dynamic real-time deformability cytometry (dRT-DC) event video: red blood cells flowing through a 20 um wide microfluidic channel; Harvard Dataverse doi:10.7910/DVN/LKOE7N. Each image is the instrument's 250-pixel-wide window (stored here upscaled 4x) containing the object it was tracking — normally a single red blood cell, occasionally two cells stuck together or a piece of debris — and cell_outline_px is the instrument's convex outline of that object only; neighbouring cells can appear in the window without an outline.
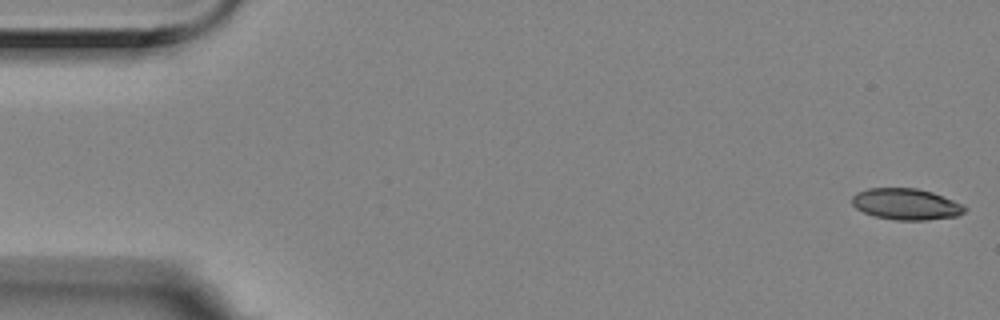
{"species": "Egyptian fruit bat (a non-hibernating species)", "species_latin": "Rousettus aegyptiacus", "temperature_condition": "room temperature", "stored_images_in_passage": 15, "camera_frame_rate_fps": 3000, "um_per_image_px": 0.085, "animal": {"sex": "female"}, "frame": {"image": 1, "passage_image": 1, "time_ms": 0.0, "image_size_px": [1000, 320], "cell_outline_px": [[968, 208], [964, 212], [956, 216], [928, 220], [896, 220], [876, 216], [864, 212], [856, 208], [852, 204], [852, 196], [856, 192], [868, 188], [916, 188], [932, 192], [964, 204]], "centroid_in_image_um": [77.03, 17.35], "position_along_channel_um": 8.0, "area_um2": 20.58}}
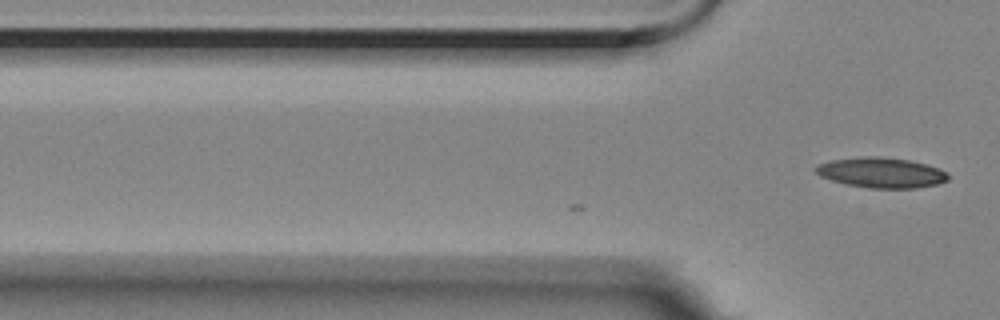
{"frame": {"image": 2, "passage_image": 15, "time_ms": 4.667, "image_size_px": [1000, 320], "cell_outline_px": [[948, 180], [936, 184], [916, 188], [868, 188], [848, 184], [832, 180], [820, 176], [812, 168], [820, 164], [832, 160], [864, 156], [876, 156], [908, 160], [940, 168], [948, 172]], "centroid_in_image_um": [74.92, 14.67], "position_along_channel_um": 50.9, "area_um2": 23.18}}